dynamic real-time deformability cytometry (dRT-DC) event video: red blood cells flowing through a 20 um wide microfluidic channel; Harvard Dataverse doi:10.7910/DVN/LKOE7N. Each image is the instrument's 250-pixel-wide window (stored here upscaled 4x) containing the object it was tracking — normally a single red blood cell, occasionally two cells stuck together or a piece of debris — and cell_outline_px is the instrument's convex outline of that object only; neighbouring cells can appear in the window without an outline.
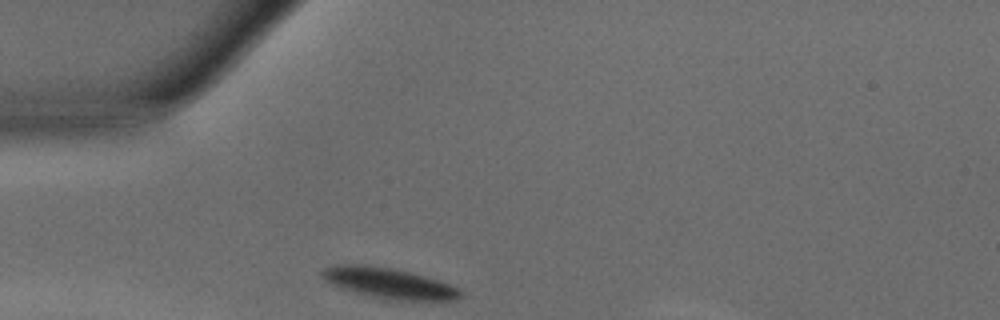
{"species": "common noctule bat (a hibernating species)", "species_latin": "Nyctalus noctula", "temperature_condition": "warm", "stored_images_in_passage": 25, "camera_frame_rate_fps": 3000, "um_per_image_px": 0.085, "animal": {"sex": "male", "body_mass_g": 15.6}, "frame": {"image": 1, "passage_image": 1, "time_ms": 0.0, "image_size_px": [1000, 320], "cell_outline_px": [[464, 296], [448, 300], [388, 300], [340, 288], [328, 280], [320, 272], [324, 268], [336, 264], [364, 264], [396, 268], [424, 276], [448, 284], [464, 292]], "centroid_in_image_um": [33.06, 24.05], "position_along_channel_um": 51.9, "area_um2": 24.39}}
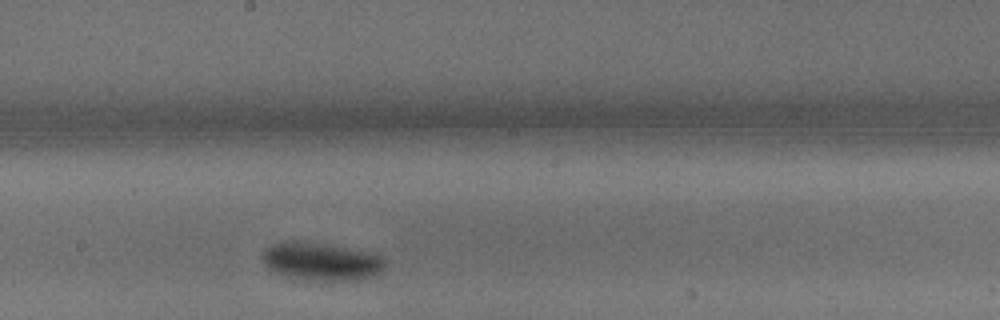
{"frame": {"image": 2, "passage_image": 14, "time_ms": 4.333, "image_size_px": [1000, 320], "cell_outline_px": [[388, 260], [384, 268], [380, 272], [356, 280], [312, 284], [292, 280], [276, 272], [264, 264], [260, 256], [264, 248], [284, 240], [296, 240], [380, 252]], "centroid_in_image_um": [27.32, 22.26], "position_along_channel_um": 220.9, "area_um2": 28.9}}
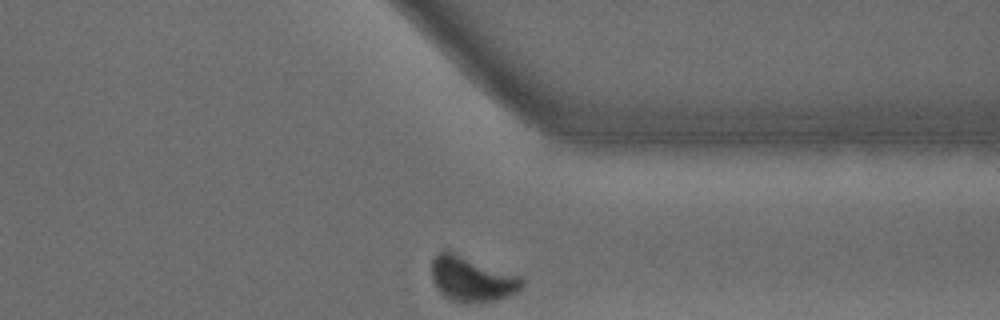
{"frame": {"image": 3, "passage_image": 25, "time_ms": 8.0, "image_size_px": [1000, 320], "cell_outline_px": [[524, 284], [516, 292], [492, 300], [452, 300], [444, 296], [436, 288], [432, 280], [432, 260], [444, 248], [448, 248], [524, 276]], "centroid_in_image_um": [40.11, 23.6], "position_along_channel_um": 371.3, "area_um2": 23.93}, "authors_computed_cell_mechanics": {"area_um2": 26.3568, "velocity_mm_per_s": 4.1314, "shape_relaxation_time_tau1_ms": 3.4817, "shape_relaxation_time_tau2_ms": null, "deformation_change_tau1": 0.1693, "deformation_change_tau2": null}}